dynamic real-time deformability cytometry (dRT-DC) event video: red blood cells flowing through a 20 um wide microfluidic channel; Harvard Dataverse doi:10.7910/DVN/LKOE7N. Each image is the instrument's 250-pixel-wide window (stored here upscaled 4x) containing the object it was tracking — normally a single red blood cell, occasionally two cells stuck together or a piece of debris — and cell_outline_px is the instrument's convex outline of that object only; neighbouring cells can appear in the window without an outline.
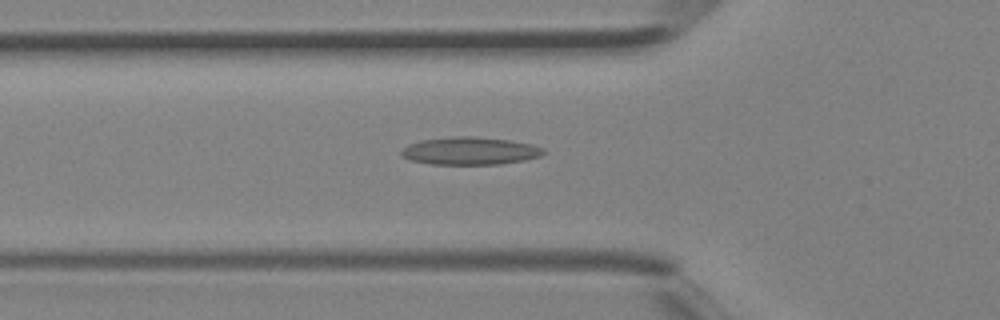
{"species": "Egyptian fruit bat (a non-hibernating species)", "species_latin": "Rousettus aegyptiacus", "temperature_condition": "room temperature", "stored_images_in_passage": 28, "camera_frame_rate_fps": 3000, "um_per_image_px": 0.085, "animal": {"sex": "female"}, "frame": {"image": 1, "passage_image": 2, "time_ms": 0.333, "image_size_px": [1000, 320], "cell_outline_px": [[548, 152], [540, 156], [524, 160], [500, 164], [428, 164], [412, 160], [400, 156], [400, 152], [408, 144], [420, 140], [452, 136], [472, 136], [508, 140], [532, 144], [544, 148]], "centroid_in_image_um": [39.95, 12.82], "position_along_channel_um": 85.9, "area_um2": 23.06}}
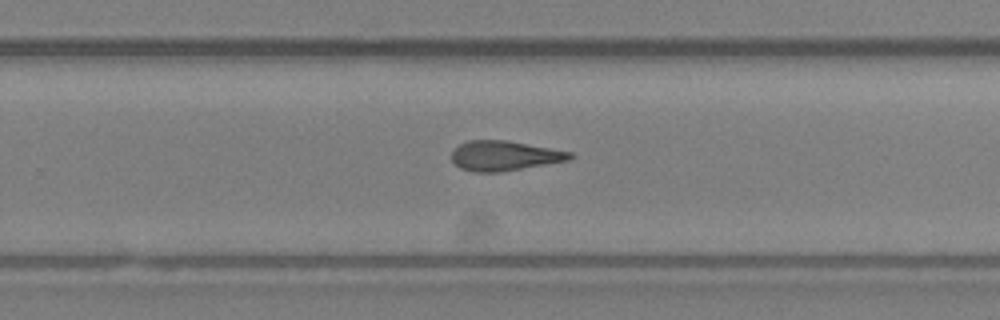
{"frame": {"image": 2, "passage_image": 14, "time_ms": 4.333, "image_size_px": [1000, 320], "cell_outline_px": [[576, 156], [568, 160], [500, 172], [472, 172], [460, 168], [452, 160], [452, 152], [460, 144], [468, 140], [504, 140], [572, 152]], "centroid_in_image_um": [42.86, 13.24], "position_along_channel_um": 286.9, "area_um2": 20.35}}
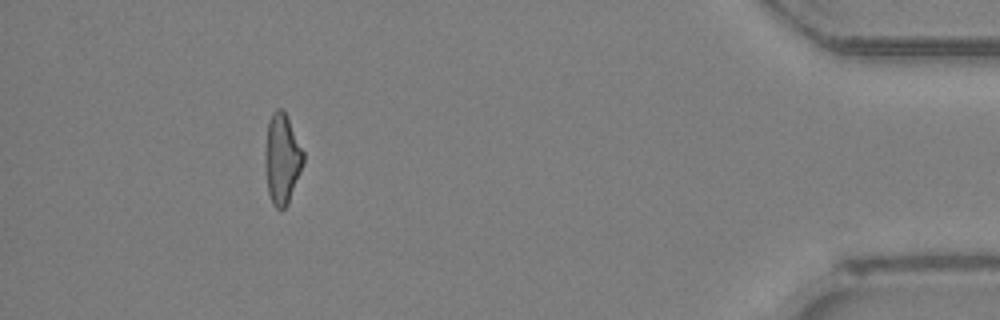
{"frame": {"image": 3, "passage_image": 25, "time_ms": 8.0, "image_size_px": [1000, 320], "cell_outline_px": [[304, 164], [288, 204], [280, 212], [272, 204], [268, 192], [264, 164], [264, 152], [268, 124], [272, 112], [276, 108], [284, 108], [304, 152]], "centroid_in_image_um": [23.97, 13.5], "position_along_channel_um": 411.2, "area_um2": 20.58}}